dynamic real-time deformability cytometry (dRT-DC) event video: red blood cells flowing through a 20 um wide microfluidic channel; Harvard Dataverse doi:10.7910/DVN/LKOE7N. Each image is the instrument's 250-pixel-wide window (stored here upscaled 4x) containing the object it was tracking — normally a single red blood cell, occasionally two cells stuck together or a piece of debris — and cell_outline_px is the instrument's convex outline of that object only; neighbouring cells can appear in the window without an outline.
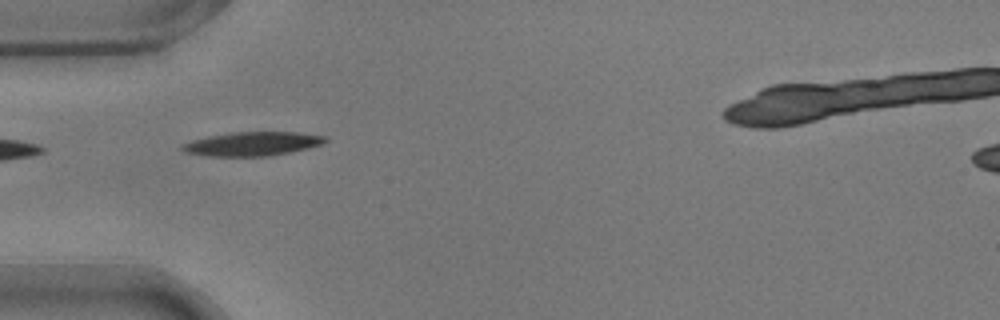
{"species": "common noctule bat (a hibernating species)", "species_latin": "Nyctalus noctula", "temperature_condition": "warm", "stored_images_in_passage": 17, "camera_frame_rate_fps": 3000, "um_per_image_px": 0.085, "animal": {"sex": "male", "body_mass_g": 17.9}, "frame": {"image": 1, "passage_image": 1, "time_ms": 0.0, "image_size_px": [1000, 320], "cell_outline_px": [[328, 140], [324, 144], [292, 152], [268, 156], [208, 156], [184, 152], [180, 148], [180, 144], [192, 140], [208, 136], [228, 132], [300, 132], [328, 136]], "centroid_in_image_um": [21.47, 12.22], "position_along_channel_um": 63.5, "area_um2": 20.29}}
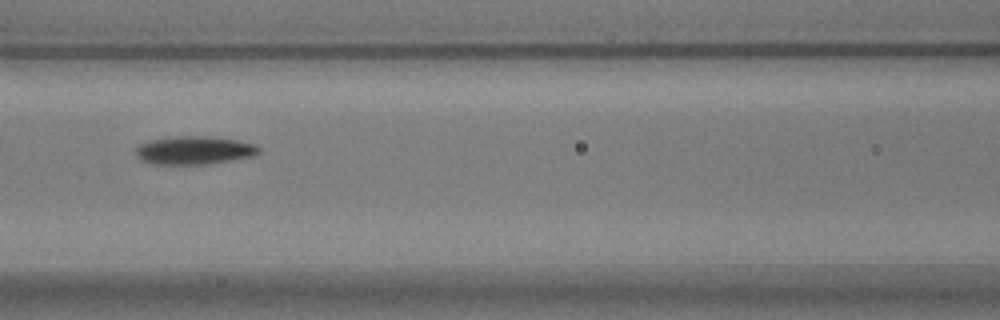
{"frame": {"image": 2, "passage_image": 8, "time_ms": 2.333, "image_size_px": [1000, 320], "cell_outline_px": [[260, 152], [252, 156], [208, 164], [152, 164], [140, 160], [136, 156], [136, 148], [140, 144], [152, 140], [176, 136], [204, 136], [236, 140], [256, 144], [260, 148]], "centroid_in_image_um": [16.5, 12.78], "position_along_channel_um": 150.1, "area_um2": 20.11}}